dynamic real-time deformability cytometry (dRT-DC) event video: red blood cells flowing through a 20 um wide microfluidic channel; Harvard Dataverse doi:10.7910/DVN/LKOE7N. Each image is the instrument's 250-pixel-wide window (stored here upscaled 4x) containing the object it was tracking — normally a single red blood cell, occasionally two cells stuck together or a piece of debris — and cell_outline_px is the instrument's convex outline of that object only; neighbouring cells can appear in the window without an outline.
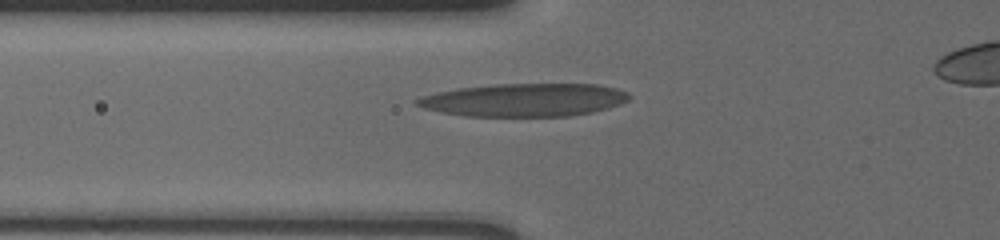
{"species": "human", "species_latin": "Homo sapiens", "temperature_condition": "cold", "stored_images_in_passage": 18, "camera_frame_rate_fps": 3000, "um_per_image_px": 0.085, "donor": {"sex": "male"}, "frame": {"image": 1, "passage_image": 2, "time_ms": 0.333, "image_size_px": [1000, 240], "cell_outline_px": [[632, 96], [628, 100], [608, 108], [592, 112], [568, 116], [464, 116], [424, 108], [416, 104], [416, 100], [424, 96], [440, 92], [460, 88], [492, 84], [596, 84], [616, 88], [628, 92]], "centroid_in_image_um": [44.63, 8.49], "position_along_channel_um": 81.2, "area_um2": 40.52}}
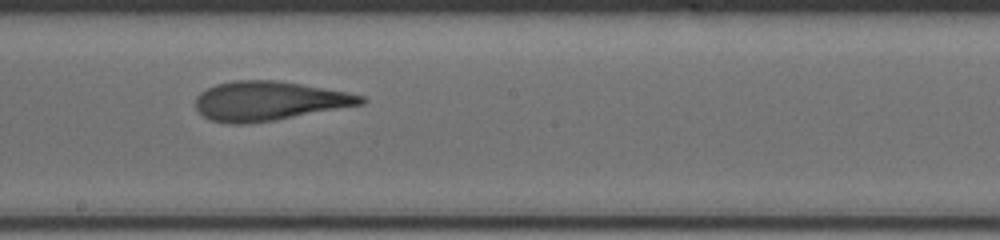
{"frame": {"image": 2, "passage_image": 9, "time_ms": 2.667, "image_size_px": [1000, 240], "cell_outline_px": [[368, 100], [364, 104], [272, 120], [248, 124], [232, 124], [212, 120], [204, 116], [196, 108], [196, 96], [200, 92], [216, 84], [236, 80], [272, 80], [300, 84], [348, 92], [364, 96]], "centroid_in_image_um": [22.86, 8.58], "position_along_channel_um": 225.3, "area_um2": 37.45}}
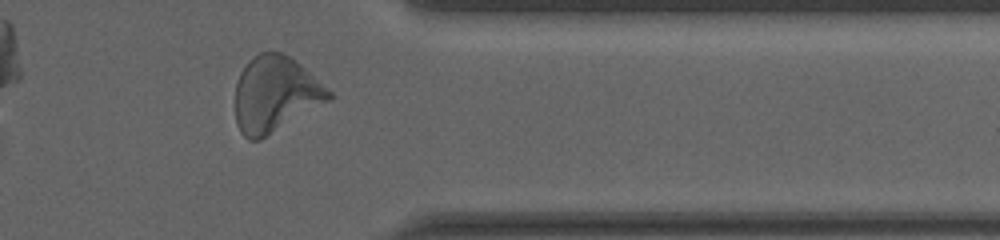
{"frame": {"image": 3, "passage_image": 15, "time_ms": 4.667, "image_size_px": [1000, 240], "cell_outline_px": [[332, 100], [260, 140], [248, 140], [240, 132], [236, 124], [236, 84], [240, 72], [248, 60], [260, 52], [280, 52], [288, 56], [300, 64], [332, 92]], "centroid_in_image_um": [23.39, 8.03], "position_along_channel_um": 388.0, "area_um2": 41.33}}